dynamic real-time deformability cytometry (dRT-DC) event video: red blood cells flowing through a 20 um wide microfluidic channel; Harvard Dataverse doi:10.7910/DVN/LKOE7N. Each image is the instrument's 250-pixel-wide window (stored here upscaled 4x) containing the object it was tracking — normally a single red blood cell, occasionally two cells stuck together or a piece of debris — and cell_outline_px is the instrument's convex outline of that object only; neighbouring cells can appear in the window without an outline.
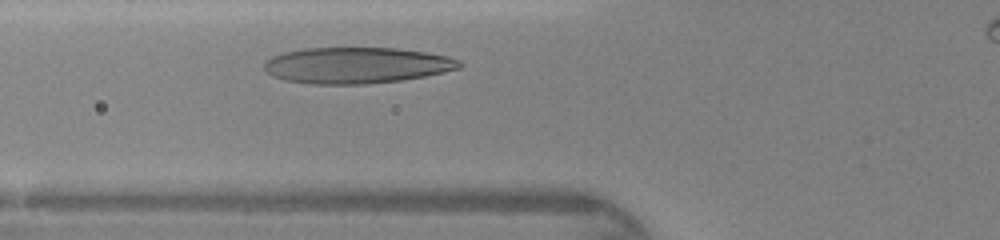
{"species": "human", "species_latin": "Homo sapiens", "temperature_condition": "warm", "stored_images_in_passage": 24, "camera_frame_rate_fps": 3000, "um_per_image_px": 0.085, "donor": {"sex": "female"}, "frame": {"image": 1, "passage_image": 4, "time_ms": 1.0, "image_size_px": [1000, 240], "cell_outline_px": [[464, 64], [460, 68], [444, 72], [424, 76], [400, 80], [364, 84], [312, 84], [284, 80], [272, 76], [264, 68], [264, 60], [272, 56], [284, 52], [304, 48], [396, 48], [424, 52], [448, 56], [460, 60]], "centroid_in_image_um": [30.29, 5.55], "position_along_channel_um": 95.5, "area_um2": 41.15}}
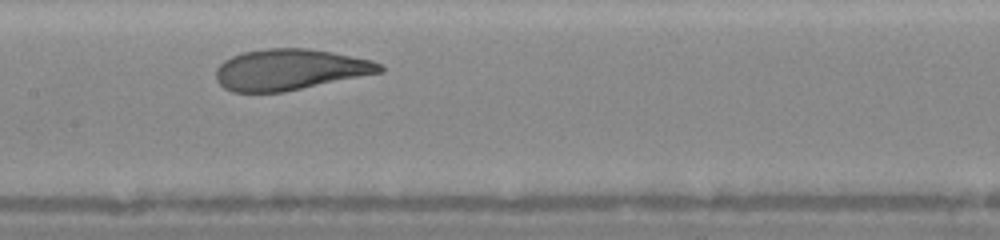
{"frame": {"image": 2, "passage_image": 10, "time_ms": 3.0, "image_size_px": [1000, 240], "cell_outline_px": [[384, 72], [284, 92], [232, 92], [224, 88], [216, 80], [216, 68], [224, 60], [232, 56], [244, 52], [268, 48], [308, 48], [332, 52], [372, 60], [380, 64], [384, 68]], "centroid_in_image_um": [24.64, 5.92], "position_along_channel_um": 182.8, "area_um2": 39.25}}
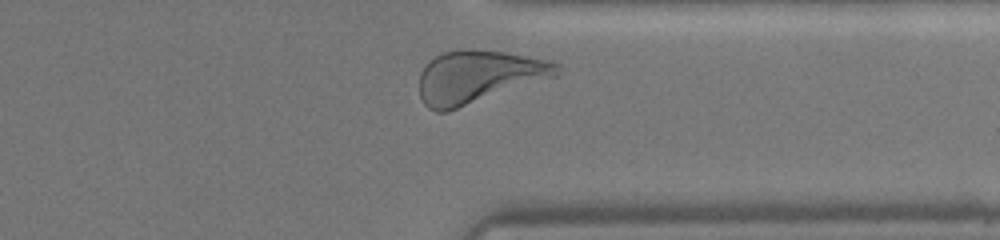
{"frame": {"image": 3, "passage_image": 23, "time_ms": 7.333, "image_size_px": [1000, 240], "cell_outline_px": [[564, 68], [556, 76], [448, 112], [436, 112], [428, 108], [424, 104], [420, 96], [420, 72], [428, 60], [444, 52], [504, 52], [544, 60], [560, 64]], "centroid_in_image_um": [40.65, 6.58], "position_along_channel_um": 370.7, "area_um2": 41.44}}